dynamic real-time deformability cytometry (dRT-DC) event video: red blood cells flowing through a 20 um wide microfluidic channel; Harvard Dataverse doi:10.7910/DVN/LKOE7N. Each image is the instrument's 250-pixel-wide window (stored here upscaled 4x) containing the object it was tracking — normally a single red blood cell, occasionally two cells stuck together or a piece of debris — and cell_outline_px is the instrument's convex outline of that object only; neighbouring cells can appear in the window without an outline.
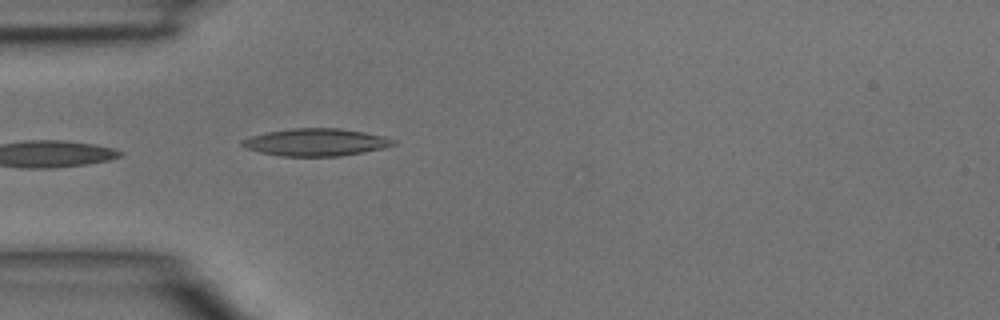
{"species": "common noctule bat (a hibernating species)", "species_latin": "Nyctalus noctula", "temperature_condition": "room temperature", "stored_images_in_passage": 4, "camera_frame_rate_fps": 3000, "um_per_image_px": 0.085, "animal": {"sex": "male", "body_mass_g": 15.6}, "frame": {"image": 1, "passage_image": 4, "time_ms": 1.0, "image_size_px": [1000, 320], "cell_outline_px": [[396, 144], [384, 148], [340, 156], [280, 156], [260, 152], [248, 148], [240, 144], [240, 140], [252, 136], [268, 132], [288, 128], [340, 128], [364, 132], [384, 136], [396, 140]], "centroid_in_image_um": [26.87, 12.08], "position_along_channel_um": 58.1, "area_um2": 24.1}}